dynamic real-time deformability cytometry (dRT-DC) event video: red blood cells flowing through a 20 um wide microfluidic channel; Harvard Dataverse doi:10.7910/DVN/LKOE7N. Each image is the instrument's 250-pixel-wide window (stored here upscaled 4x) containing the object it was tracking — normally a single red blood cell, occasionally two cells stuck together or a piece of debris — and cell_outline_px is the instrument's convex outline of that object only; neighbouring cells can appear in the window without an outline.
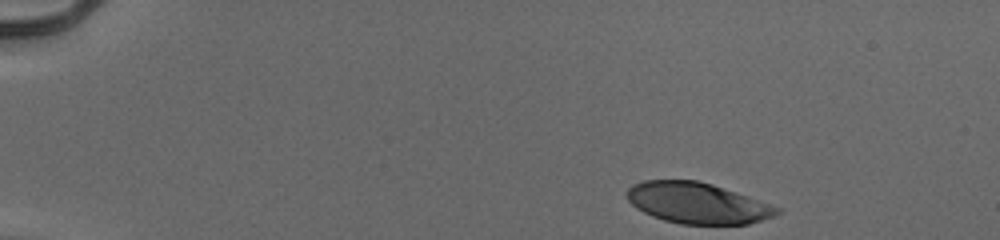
{"species": "human", "species_latin": "Homo sapiens", "temperature_condition": "cold", "stored_images_in_passage": 39, "camera_frame_rate_fps": 3000, "um_per_image_px": 0.085, "donor": {"sex": "male"}, "frame": {"image": 1, "passage_image": 1, "time_ms": 0.0, "image_size_px": [1000, 240], "cell_outline_px": [[780, 212], [772, 216], [748, 224], [680, 224], [664, 220], [652, 216], [636, 208], [628, 200], [628, 188], [632, 184], [644, 180], [696, 180], [712, 184], [748, 196], [780, 208]], "centroid_in_image_um": [59.24, 17.25], "position_along_channel_um": 25.8, "area_um2": 35.49}}
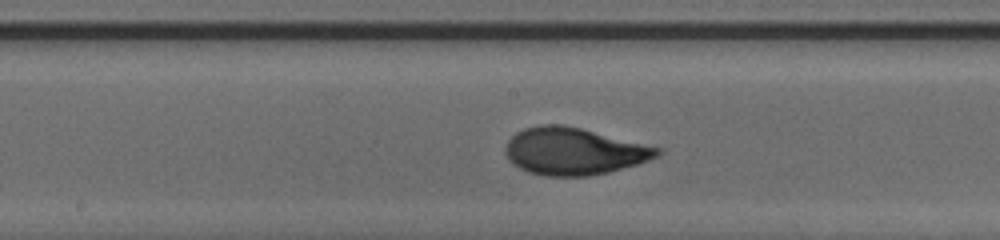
{"frame": {"image": 2, "passage_image": 23, "time_ms": 7.333, "image_size_px": [1000, 240], "cell_outline_px": [[664, 152], [648, 160], [636, 164], [608, 172], [588, 176], [544, 176], [528, 172], [512, 164], [508, 160], [504, 148], [508, 140], [516, 132], [524, 128], [540, 124], [564, 124], [660, 148]], "centroid_in_image_um": [48.72, 12.86], "position_along_channel_um": 199.5, "area_um2": 41.56}}
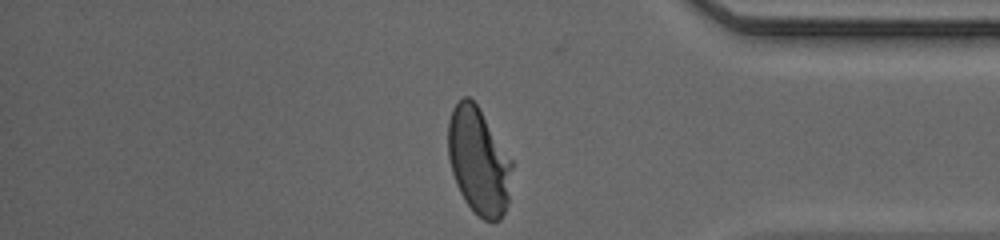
{"frame": {"image": 3, "passage_image": 39, "time_ms": 12.667, "image_size_px": [1000, 240], "cell_outline_px": [[512, 168], [508, 204], [500, 220], [484, 220], [464, 200], [456, 184], [452, 172], [448, 156], [448, 120], [452, 108], [464, 96], [468, 96], [476, 104], [512, 160]], "centroid_in_image_um": [40.67, 13.69], "position_along_channel_um": 394.5, "area_um2": 39.36}, "authors_computed_cell_mechanics": {"area_um2": 39.9976, "velocity_mm_per_s": 3.9352, "shape_relaxation_time_tau1_ms": 4.2921, "shape_relaxation_time_tau2_ms": null, "deformation_change_tau1": 0.2191, "deformation_change_tau2": null}}